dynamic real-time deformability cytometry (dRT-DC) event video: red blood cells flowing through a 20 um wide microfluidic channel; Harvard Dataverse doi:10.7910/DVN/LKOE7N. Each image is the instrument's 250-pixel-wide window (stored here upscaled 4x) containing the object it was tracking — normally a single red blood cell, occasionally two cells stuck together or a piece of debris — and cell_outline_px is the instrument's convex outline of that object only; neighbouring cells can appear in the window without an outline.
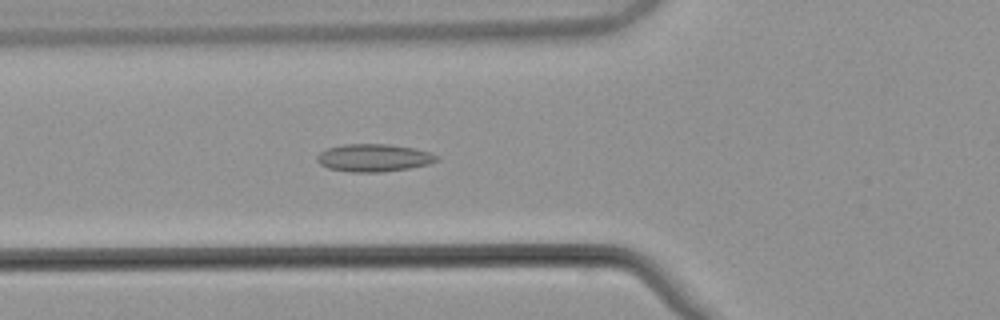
{"species": "common noctule bat (a hibernating species)", "species_latin": "Nyctalus noctula", "temperature_condition": "warm", "stored_images_in_passage": 51, "camera_frame_rate_fps": 3000, "um_per_image_px": 0.085, "animal": {"sex": "male", "body_mass_g": 21.5, "forearm_length_mm": 52.0}, "frame": {"image": 1, "passage_image": 17, "time_ms": 5.333, "image_size_px": [1000, 320], "cell_outline_px": [[440, 160], [428, 164], [408, 168], [380, 172], [348, 172], [328, 168], [320, 164], [316, 160], [316, 156], [320, 152], [328, 148], [344, 144], [388, 144], [412, 148], [432, 152], [440, 156]], "centroid_in_image_um": [31.78, 13.41], "position_along_channel_um": 94.0, "area_um2": 19.36}}
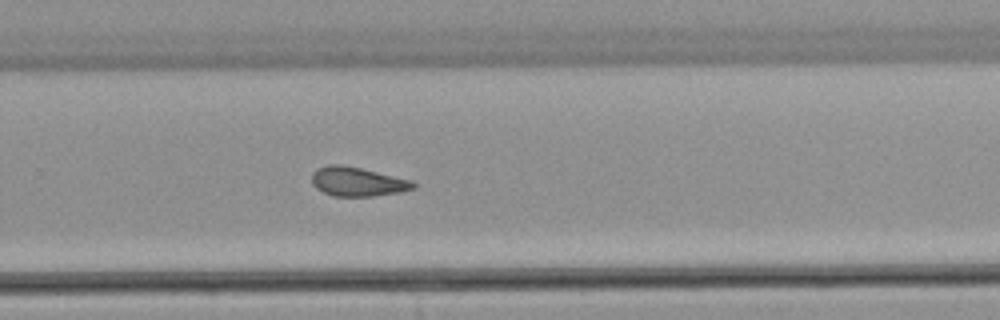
{"frame": {"image": 2, "passage_image": 33, "time_ms": 10.667, "image_size_px": [1000, 320], "cell_outline_px": [[416, 188], [400, 192], [372, 196], [332, 196], [316, 188], [312, 184], [312, 172], [316, 168], [328, 164], [340, 164], [360, 168], [412, 180], [416, 184]], "centroid_in_image_um": [30.37, 15.44], "position_along_channel_um": 299.4, "area_um2": 17.28}}
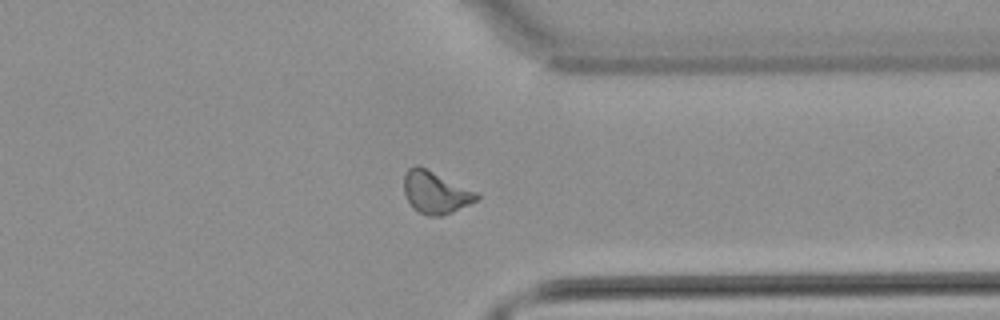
{"frame": {"image": 3, "passage_image": 39, "time_ms": 12.667, "image_size_px": [1000, 320], "cell_outline_px": [[480, 196], [476, 200], [452, 212], [440, 216], [428, 216], [420, 212], [408, 200], [404, 192], [404, 176], [408, 168], [416, 164], [420, 164], [476, 192]], "centroid_in_image_um": [36.99, 16.31], "position_along_channel_um": 374.4, "area_um2": 17.69}, "authors_computed_cell_mechanics": {"area_um2": 17.5712, "velocity_mm_per_s": 3.8588, "shape_relaxation_time_tau1_ms": null, "shape_relaxation_time_tau2_ms": 3.2094, "deformation_change_tau1": null, "deformation_change_tau2": 0.1047}}